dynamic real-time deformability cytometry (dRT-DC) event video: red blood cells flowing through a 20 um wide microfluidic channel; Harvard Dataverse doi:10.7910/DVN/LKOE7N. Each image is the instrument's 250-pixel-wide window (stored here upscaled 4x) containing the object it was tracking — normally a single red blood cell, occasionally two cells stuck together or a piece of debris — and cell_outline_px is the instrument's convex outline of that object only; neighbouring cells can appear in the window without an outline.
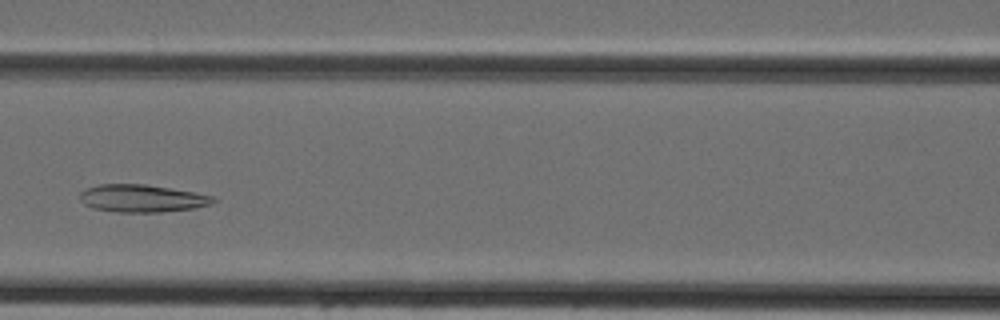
{"species": "Egyptian fruit bat (a non-hibernating species)", "species_latin": "Rousettus aegyptiacus", "temperature_condition": "cold", "stored_images_in_passage": 38, "camera_frame_rate_fps": 3000, "um_per_image_px": 0.085, "animal": {"sex": "female"}, "frame": {"image": 1, "passage_image": 12, "time_ms": 3.667, "image_size_px": [1000, 320], "cell_outline_px": [[216, 200], [212, 204], [196, 208], [160, 212], [116, 212], [92, 208], [84, 204], [80, 200], [80, 192], [84, 188], [100, 184], [144, 184], [196, 192], [216, 196]], "centroid_in_image_um": [12.08, 16.86], "position_along_channel_um": 154.5, "area_um2": 21.68}}
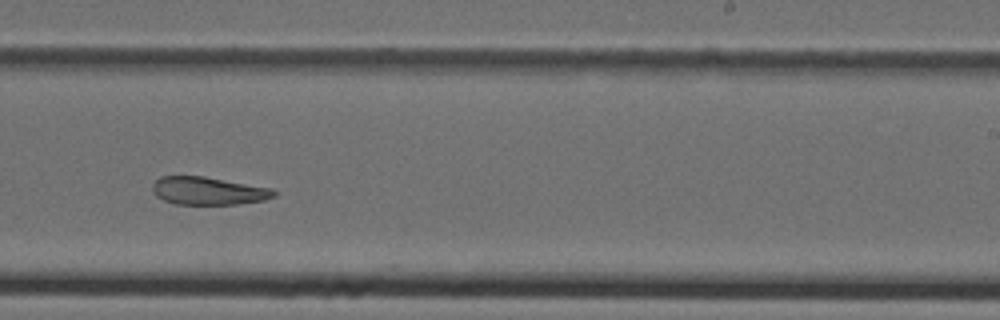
{"frame": {"image": 2, "passage_image": 20, "time_ms": 6.333, "image_size_px": [1000, 320], "cell_outline_px": [[276, 196], [264, 200], [236, 204], [176, 204], [164, 200], [156, 196], [152, 192], [152, 184], [160, 176], [204, 176], [272, 188], [276, 192]], "centroid_in_image_um": [17.69, 16.22], "position_along_channel_um": 271.3, "area_um2": 19.77}}
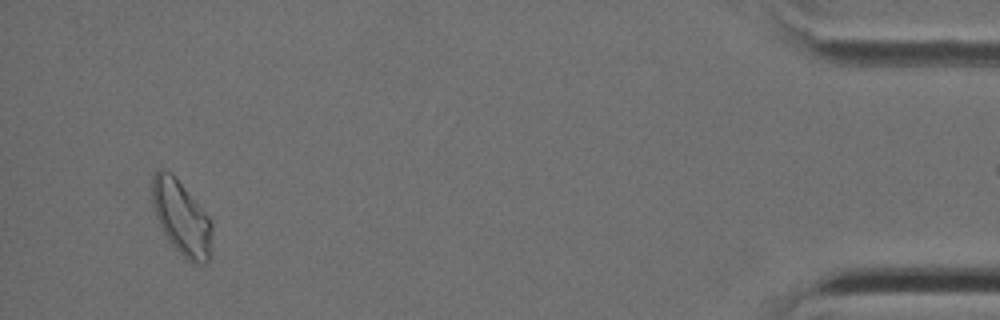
{"frame": {"image": 3, "passage_image": 35, "time_ms": 11.333, "image_size_px": [1000, 320], "cell_outline_px": [[212, 256], [208, 264], [192, 264], [168, 240], [156, 216], [152, 204], [152, 176], [160, 168], [164, 168], [172, 172], [208, 216], [212, 224]], "centroid_in_image_um": [15.45, 18.53], "position_along_channel_um": 419.7, "area_um2": 26.13}}